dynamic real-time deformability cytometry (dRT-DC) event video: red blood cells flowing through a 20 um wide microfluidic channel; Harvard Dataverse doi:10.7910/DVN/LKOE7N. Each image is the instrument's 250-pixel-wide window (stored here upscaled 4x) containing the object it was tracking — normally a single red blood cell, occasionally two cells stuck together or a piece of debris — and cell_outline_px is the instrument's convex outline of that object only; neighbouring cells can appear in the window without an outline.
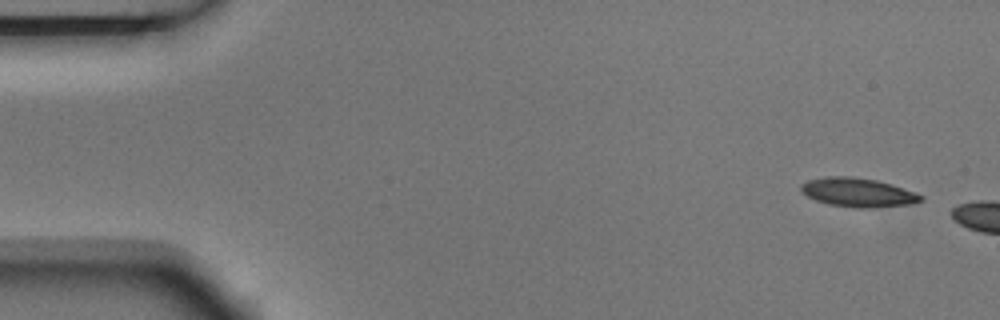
{"species": "Egyptian fruit bat (a non-hibernating species)", "species_latin": "Rousettus aegyptiacus", "temperature_condition": "room temperature", "stored_images_in_passage": 3, "camera_frame_rate_fps": 3000, "um_per_image_px": 0.085, "animal": {"sex": "male"}, "frame": {"image": 1, "passage_image": 1, "time_ms": 0.0, "image_size_px": [1000, 320], "cell_outline_px": [[924, 200], [916, 204], [868, 208], [856, 208], [828, 204], [816, 200], [800, 192], [800, 184], [808, 180], [828, 176], [848, 176], [876, 180], [892, 184], [916, 192], [924, 196]], "centroid_in_image_um": [72.96, 16.36], "position_along_channel_um": 12.0, "area_um2": 20.46}}